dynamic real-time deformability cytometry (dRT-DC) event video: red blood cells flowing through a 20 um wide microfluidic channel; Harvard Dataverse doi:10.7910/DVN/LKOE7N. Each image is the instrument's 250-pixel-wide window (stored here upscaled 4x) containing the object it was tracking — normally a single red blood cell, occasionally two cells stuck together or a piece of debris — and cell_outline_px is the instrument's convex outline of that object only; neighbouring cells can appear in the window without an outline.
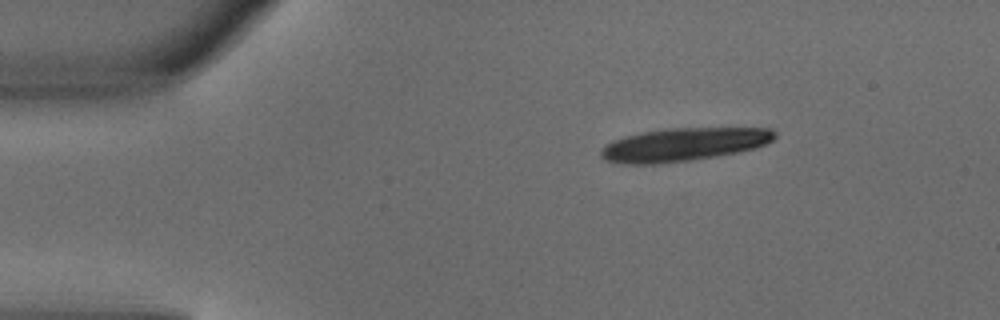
{"species": "common noctule bat (a hibernating species)", "species_latin": "Nyctalus noctula", "temperature_condition": "warm", "stored_images_in_passage": 5, "camera_frame_rate_fps": 3000, "um_per_image_px": 0.085, "animal": {"sex": "male", "body_mass_g": 18.8}, "frame": {"image": 1, "passage_image": 1, "time_ms": 0.0, "image_size_px": [1000, 320], "cell_outline_px": [[776, 136], [768, 144], [756, 148], [716, 156], [692, 160], [656, 164], [624, 164], [604, 160], [600, 156], [600, 152], [612, 140], [624, 136], [644, 132], [668, 128], [772, 128], [776, 132]], "centroid_in_image_um": [58.13, 12.28], "position_along_channel_um": 26.9, "area_um2": 33.64}}
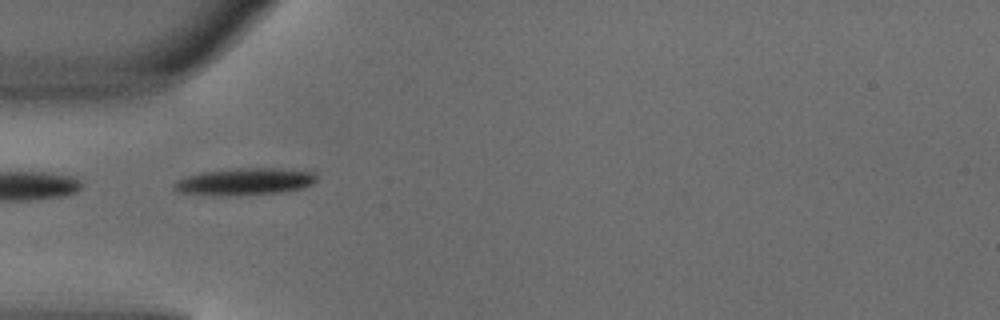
{"frame": {"image": 2, "passage_image": 3, "time_ms": 0.667, "image_size_px": [1000, 320], "cell_outline_px": [[316, 180], [312, 184], [304, 188], [280, 192], [240, 196], [212, 196], [180, 192], [172, 188], [172, 184], [176, 180], [200, 172], [236, 168], [276, 168], [316, 172]], "centroid_in_image_um": [20.78, 15.45], "position_along_channel_um": 64.2, "area_um2": 22.83}}
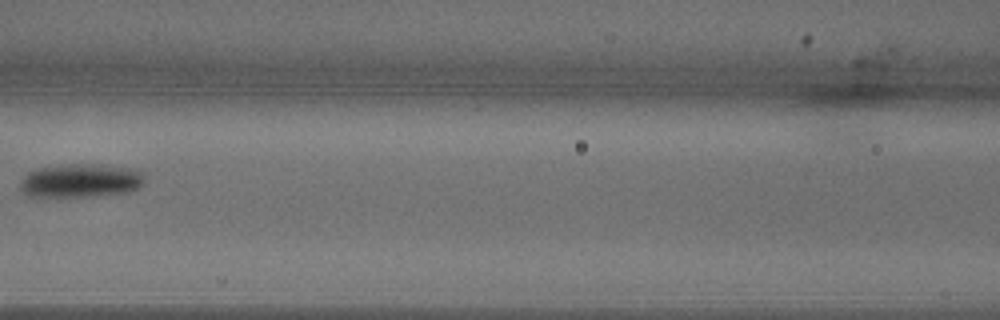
{"frame": {"image": 3, "passage_image": 5, "time_ms": 1.333, "image_size_px": [1000, 320], "cell_outline_px": [[144, 180], [136, 188], [128, 192], [92, 196], [28, 196], [20, 192], [20, 180], [28, 172], [40, 168], [72, 164], [92, 164], [132, 168], [140, 172], [144, 176]], "centroid_in_image_um": [6.81, 15.36], "position_along_channel_um": 159.8, "area_um2": 24.1}}